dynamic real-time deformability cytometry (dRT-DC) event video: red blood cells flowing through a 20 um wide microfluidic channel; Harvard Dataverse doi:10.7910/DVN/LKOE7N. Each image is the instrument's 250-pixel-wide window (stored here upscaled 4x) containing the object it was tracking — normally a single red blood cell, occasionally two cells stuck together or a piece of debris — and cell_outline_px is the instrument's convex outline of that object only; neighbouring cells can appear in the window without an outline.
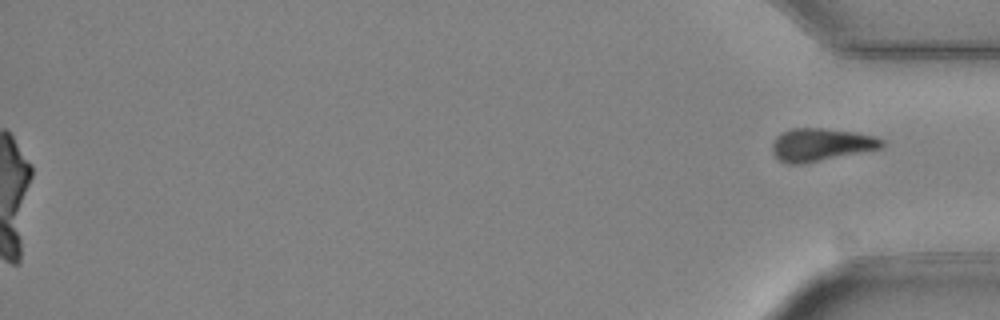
{"species": "Egyptian fruit bat (a non-hibernating species)", "species_latin": "Rousettus aegyptiacus", "temperature_condition": "cold", "stored_images_in_passage": 50, "camera_frame_rate_fps": 3000, "um_per_image_px": 0.085, "animal": {"sex": "female"}, "frame": {"image": 1, "passage_image": 50, "time_ms": 16.333, "image_size_px": [1000, 320], "cell_outline_px": [[884, 148], [804, 164], [784, 164], [772, 152], [772, 144], [776, 136], [788, 128], [824, 128], [856, 132], [876, 136], [884, 140]], "centroid_in_image_um": [69.8, 12.3], "position_along_channel_um": 365.4, "area_um2": 21.39}}